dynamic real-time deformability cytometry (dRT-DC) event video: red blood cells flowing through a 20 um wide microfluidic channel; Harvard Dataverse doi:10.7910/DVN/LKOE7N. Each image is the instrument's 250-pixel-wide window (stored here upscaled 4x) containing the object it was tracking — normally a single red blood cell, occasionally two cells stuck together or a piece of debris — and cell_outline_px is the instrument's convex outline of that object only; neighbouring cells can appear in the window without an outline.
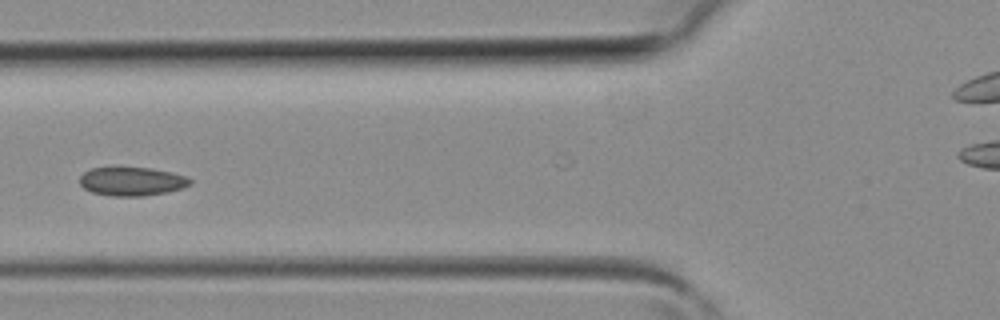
{"species": "common noctule bat (a hibernating species)", "species_latin": "Nyctalus noctula", "temperature_condition": "room temperature", "stored_images_in_passage": 8, "camera_frame_rate_fps": 3000, "um_per_image_px": 0.085, "animal": {"sex": "female", "body_mass_g": 19.3, "forearm_length_mm": 54.1}, "frame": {"image": 1, "passage_image": 5, "time_ms": 1.333, "image_size_px": [1000, 320], "cell_outline_px": [[192, 184], [184, 188], [168, 192], [144, 196], [112, 196], [92, 192], [84, 188], [80, 184], [80, 176], [84, 172], [92, 168], [116, 164], [152, 168], [172, 172], [188, 176], [192, 180]], "centroid_in_image_um": [11.22, 15.37], "position_along_channel_um": 114.6, "area_um2": 19.42}}